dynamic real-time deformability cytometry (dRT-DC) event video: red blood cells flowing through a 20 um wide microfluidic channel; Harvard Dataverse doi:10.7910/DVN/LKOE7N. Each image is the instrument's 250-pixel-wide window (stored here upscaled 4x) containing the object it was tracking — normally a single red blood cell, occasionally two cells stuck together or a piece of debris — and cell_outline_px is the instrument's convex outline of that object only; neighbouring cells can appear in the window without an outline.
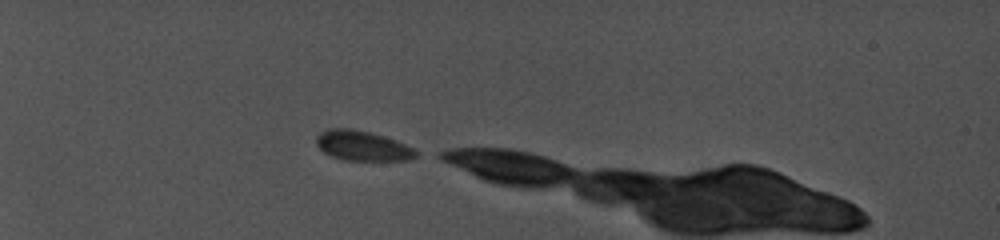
{"species": "common noctule bat (a hibernating species)", "species_latin": "Nyctalus noctula", "temperature_condition": "cold", "stored_images_in_passage": 4, "camera_frame_rate_fps": 5000, "um_per_image_px": 0.085, "animal": {"sex": "female", "body_mass_g": 19.0, "forearm_length_mm": 56.7}, "frame": {"image": 1, "passage_image": 1, "time_ms": 0.0, "image_size_px": [1000, 240], "cell_outline_px": [[420, 152], [416, 156], [408, 160], [344, 160], [332, 156], [324, 152], [316, 144], [316, 136], [320, 132], [328, 128], [352, 128], [384, 136], [396, 140]], "centroid_in_image_um": [30.79, 12.38], "position_along_channel_um": 54.2, "area_um2": 17.34}}